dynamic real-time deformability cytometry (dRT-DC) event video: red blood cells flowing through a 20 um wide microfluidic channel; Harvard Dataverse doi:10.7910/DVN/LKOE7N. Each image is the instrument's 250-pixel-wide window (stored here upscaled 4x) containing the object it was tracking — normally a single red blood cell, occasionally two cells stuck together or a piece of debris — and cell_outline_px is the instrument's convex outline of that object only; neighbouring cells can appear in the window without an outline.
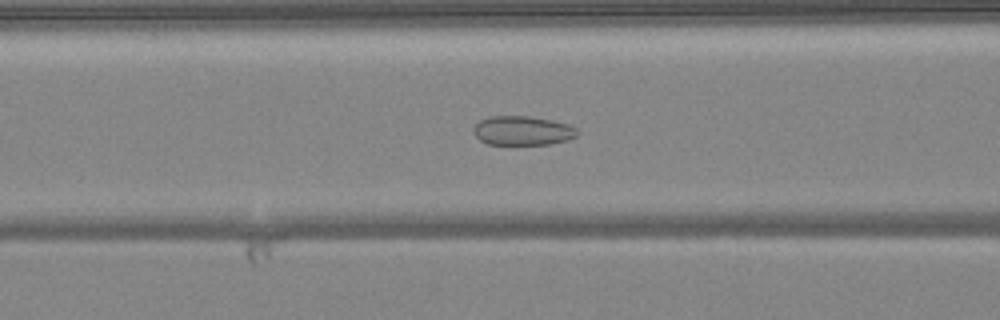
{"species": "common noctule bat (a hibernating species)", "species_latin": "Nyctalus noctula", "temperature_condition": "warm", "stored_images_in_passage": 49, "camera_frame_rate_fps": 3000, "um_per_image_px": 0.085, "animal": {"sex": "female", "body_mass_g": 24.6, "forearm_length_mm": 56.2}, "frame": {"image": 1, "passage_image": 19, "time_ms": 6.0, "image_size_px": [1000, 320], "cell_outline_px": [[580, 132], [576, 136], [568, 140], [548, 144], [488, 144], [480, 140], [476, 136], [472, 128], [480, 120], [488, 116], [528, 116], [552, 120], [568, 124], [576, 128]], "centroid_in_image_um": [44.42, 11.1], "position_along_channel_um": 122.2, "area_um2": 17.69}}
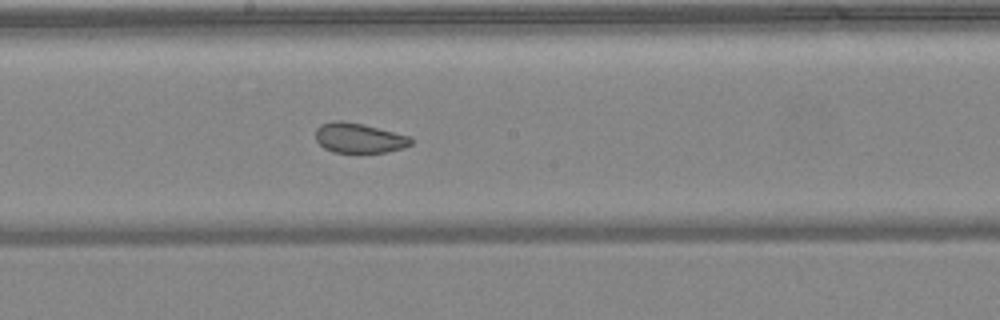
{"frame": {"image": 2, "passage_image": 26, "time_ms": 8.333, "image_size_px": [1000, 320], "cell_outline_px": [[412, 144], [404, 148], [384, 152], [332, 152], [324, 148], [316, 140], [316, 128], [320, 124], [332, 120], [340, 120], [360, 124], [412, 136]], "centroid_in_image_um": [30.51, 11.73], "position_along_channel_um": 217.7, "area_um2": 16.59}}
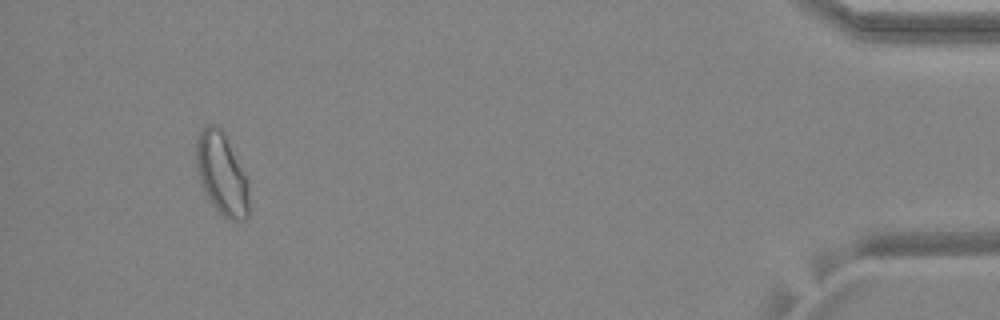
{"frame": {"image": 3, "passage_image": 46, "time_ms": 15.0, "image_size_px": [1000, 320], "cell_outline_px": [[248, 216], [244, 220], [228, 220], [212, 204], [200, 180], [196, 164], [196, 136], [208, 124], [212, 124], [220, 128], [248, 184]], "centroid_in_image_um": [18.82, 14.81], "position_along_channel_um": 416.4, "area_um2": 24.16}, "authors_computed_cell_mechanics": {"area_um2": 21.097, "velocity_mm_per_s": 4.0806, "shape_relaxation_time_tau1_ms": null, "shape_relaxation_time_tau2_ms": 1.007, "deformation_change_tau1": null, "deformation_change_tau2": 0.06}}